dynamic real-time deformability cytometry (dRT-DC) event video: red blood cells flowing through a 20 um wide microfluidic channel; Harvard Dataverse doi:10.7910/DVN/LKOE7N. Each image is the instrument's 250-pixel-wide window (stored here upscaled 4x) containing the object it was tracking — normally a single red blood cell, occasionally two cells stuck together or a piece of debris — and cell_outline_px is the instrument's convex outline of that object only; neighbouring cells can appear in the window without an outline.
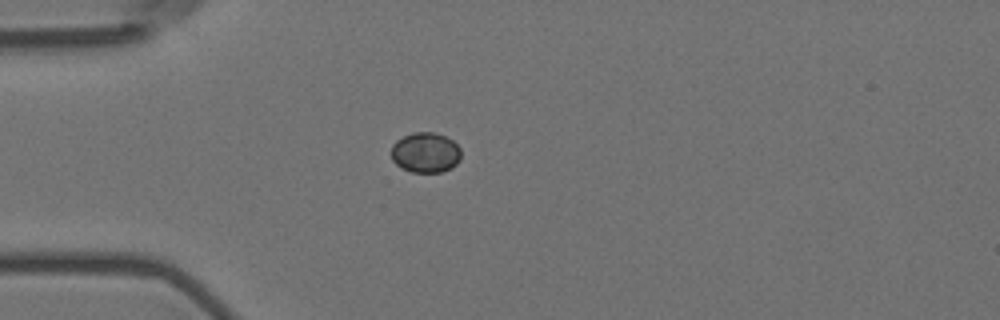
{"species": "Egyptian fruit bat (a non-hibernating species)", "species_latin": "Rousettus aegyptiacus", "temperature_condition": "room temperature", "stored_images_in_passage": 6, "camera_frame_rate_fps": 3000, "um_per_image_px": 0.085, "animal": {"sex": "female"}, "frame": {"image": 1, "passage_image": 2, "time_ms": 0.333, "image_size_px": [1000, 320], "cell_outline_px": [[460, 160], [452, 168], [440, 172], [412, 172], [400, 168], [392, 160], [392, 144], [396, 140], [404, 136], [416, 132], [436, 132], [452, 140], [460, 148]], "centroid_in_image_um": [36.16, 12.97], "position_along_channel_um": 48.8, "area_um2": 16.42}}
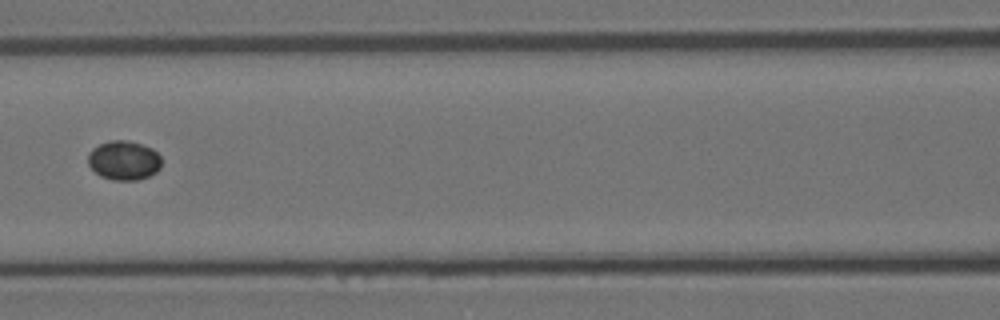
{"frame": {"image": 2, "passage_image": 5, "time_ms": 1.333, "image_size_px": [1000, 320], "cell_outline_px": [[160, 168], [156, 172], [148, 176], [136, 180], [112, 180], [100, 176], [88, 164], [88, 152], [92, 148], [108, 140], [128, 140], [152, 148], [160, 156]], "centroid_in_image_um": [10.51, 13.62], "position_along_channel_um": 156.1, "area_um2": 16.82}}
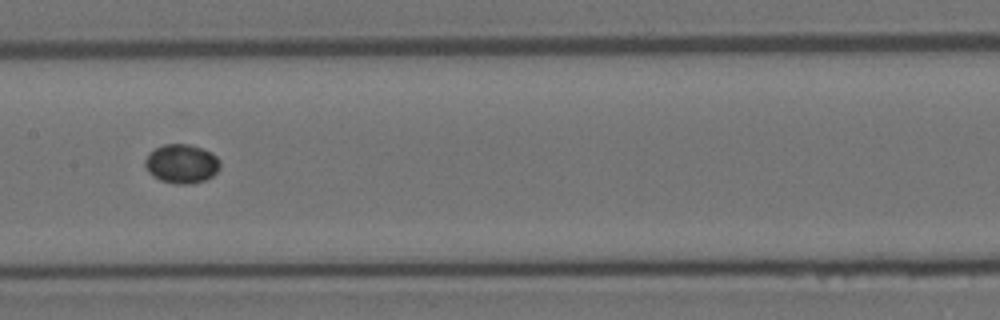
{"frame": {"image": 3, "passage_image": 6, "time_ms": 1.667, "image_size_px": [1000, 320], "cell_outline_px": [[220, 168], [212, 176], [204, 180], [188, 184], [176, 184], [160, 180], [152, 176], [148, 172], [144, 164], [144, 160], [148, 152], [164, 144], [192, 144], [212, 152], [220, 160]], "centroid_in_image_um": [15.42, 13.9], "position_along_channel_um": 192.0, "area_um2": 17.28}}